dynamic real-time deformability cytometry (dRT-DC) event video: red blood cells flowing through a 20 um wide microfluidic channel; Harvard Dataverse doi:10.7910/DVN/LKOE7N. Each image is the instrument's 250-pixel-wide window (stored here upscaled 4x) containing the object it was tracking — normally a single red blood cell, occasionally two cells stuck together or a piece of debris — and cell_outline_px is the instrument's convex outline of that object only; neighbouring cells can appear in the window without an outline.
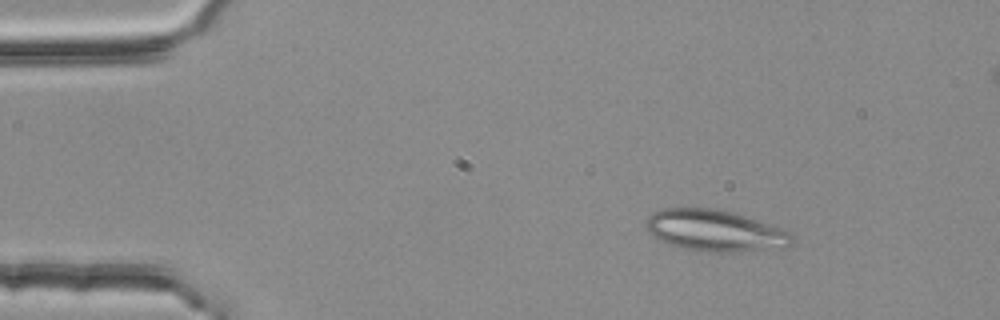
{"species": "common noctule bat (a hibernating species)", "species_latin": "Nyctalus noctula", "temperature_condition": "room temperature", "stored_images_in_passage": 2, "camera_frame_rate_fps": 3000, "um_per_image_px": 0.085, "animal": {"sex": "female", "body_mass_g": 25.1}, "frame": {"image": 1, "passage_image": 1, "time_ms": 0.0, "image_size_px": [1000, 320], "cell_outline_px": [[792, 244], [784, 248], [724, 252], [708, 252], [684, 248], [668, 244], [660, 240], [648, 232], [648, 216], [652, 212], [664, 208], [716, 208], [732, 212], [784, 228], [792, 232]], "centroid_in_image_um": [60.82, 19.6], "position_along_channel_um": 24.2, "area_um2": 35.2}}